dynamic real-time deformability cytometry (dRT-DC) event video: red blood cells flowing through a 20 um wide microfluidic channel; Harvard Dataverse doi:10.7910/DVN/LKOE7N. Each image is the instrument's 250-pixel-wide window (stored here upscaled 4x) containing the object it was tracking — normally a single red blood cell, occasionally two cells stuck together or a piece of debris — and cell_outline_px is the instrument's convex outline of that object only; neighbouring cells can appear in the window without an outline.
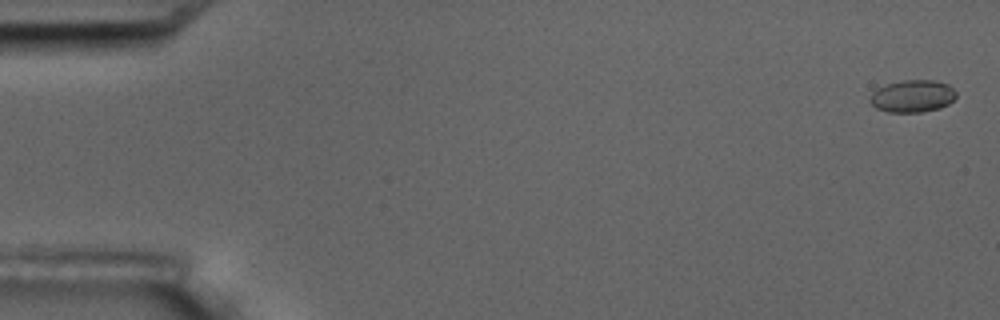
{"species": "common noctule bat (a hibernating species)", "species_latin": "Nyctalus noctula", "temperature_condition": "room temperature", "stored_images_in_passage": 16, "camera_frame_rate_fps": 3000, "um_per_image_px": 0.085, "animal": {"sex": "male", "body_mass_g": 17.5, "forearm_length_mm": 52.3}, "frame": {"image": 1, "passage_image": 1, "time_ms": 0.0, "image_size_px": [1000, 320], "cell_outline_px": [[956, 96], [948, 104], [940, 108], [920, 112], [888, 112], [876, 108], [868, 100], [872, 92], [876, 88], [888, 84], [904, 80], [932, 80], [948, 84], [956, 92]], "centroid_in_image_um": [77.54, 8.17], "position_along_channel_um": 7.5, "area_um2": 16.18}}
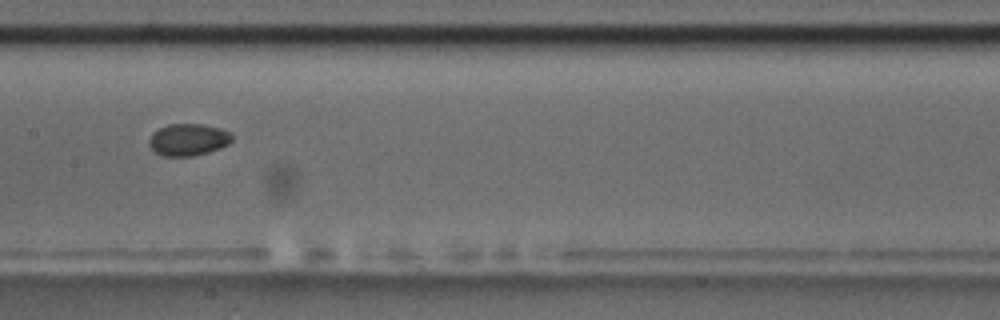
{"frame": {"image": 2, "passage_image": 9, "time_ms": 9.0, "image_size_px": [1000, 320], "cell_outline_px": [[232, 140], [228, 144], [220, 148], [208, 152], [192, 156], [164, 156], [156, 152], [148, 144], [148, 140], [152, 132], [168, 124], [204, 124], [220, 128], [232, 132]], "centroid_in_image_um": [16.01, 11.86], "position_along_channel_um": 191.4, "area_um2": 15.55}}
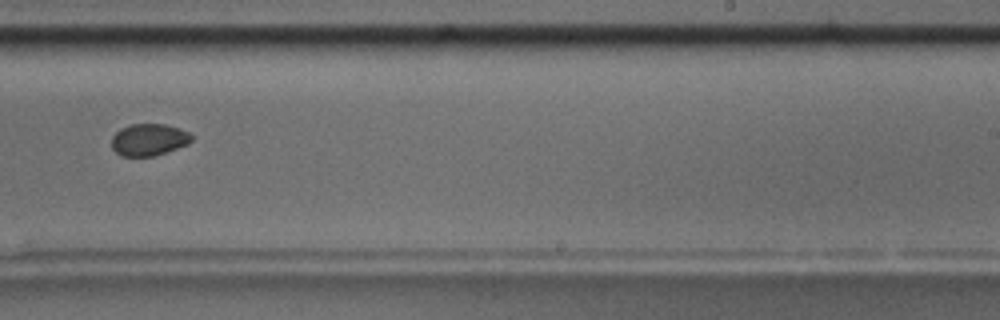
{"frame": {"image": 3, "passage_image": 11, "time_ms": 11.333, "image_size_px": [1000, 320], "cell_outline_px": [[192, 140], [188, 144], [152, 156], [120, 156], [112, 148], [112, 136], [120, 128], [132, 124], [164, 124], [180, 128], [192, 132]], "centroid_in_image_um": [12.66, 11.86], "position_along_channel_um": 276.3, "area_um2": 14.91}, "authors_computed_cell_mechanics": {"area_um2": 15.9817, "velocity_mm_per_s": 3.6516, "shape_relaxation_time_tau1_ms": null, "shape_relaxation_time_tau2_ms": 3.3063, "deformation_change_tau1": null, "deformation_change_tau2": 0.0397}}